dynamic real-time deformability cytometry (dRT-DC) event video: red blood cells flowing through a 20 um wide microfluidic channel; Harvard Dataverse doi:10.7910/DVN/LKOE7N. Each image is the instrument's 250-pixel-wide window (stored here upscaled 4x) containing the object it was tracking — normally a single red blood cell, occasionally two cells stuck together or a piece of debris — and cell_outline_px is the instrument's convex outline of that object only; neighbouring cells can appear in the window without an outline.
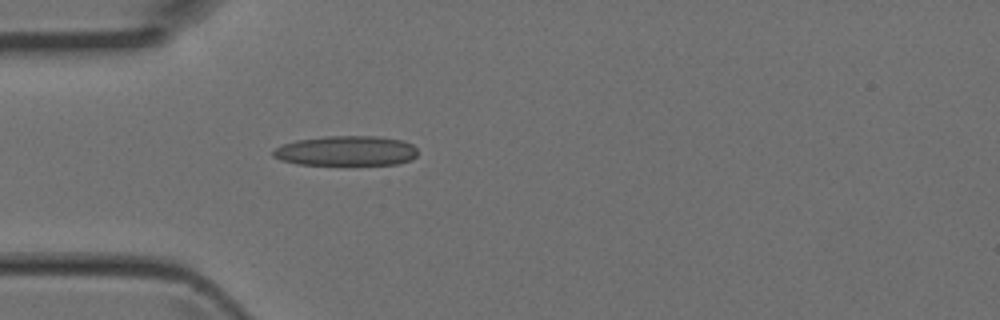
{"species": "Egyptian fruit bat (a non-hibernating species)", "species_latin": "Rousettus aegyptiacus", "temperature_condition": "room temperature", "stored_images_in_passage": 5, "camera_frame_rate_fps": 3000, "um_per_image_px": 0.085, "animal": {"sex": "female"}, "frame": {"image": 1, "passage_image": 5, "time_ms": 1.333, "image_size_px": [1000, 320], "cell_outline_px": [[416, 156], [412, 160], [396, 164], [296, 164], [280, 160], [272, 156], [272, 152], [276, 148], [284, 144], [296, 140], [324, 136], [380, 136], [404, 140], [412, 144], [416, 148]], "centroid_in_image_um": [29.44, 12.81], "position_along_channel_um": 55.6, "area_um2": 25.26}}